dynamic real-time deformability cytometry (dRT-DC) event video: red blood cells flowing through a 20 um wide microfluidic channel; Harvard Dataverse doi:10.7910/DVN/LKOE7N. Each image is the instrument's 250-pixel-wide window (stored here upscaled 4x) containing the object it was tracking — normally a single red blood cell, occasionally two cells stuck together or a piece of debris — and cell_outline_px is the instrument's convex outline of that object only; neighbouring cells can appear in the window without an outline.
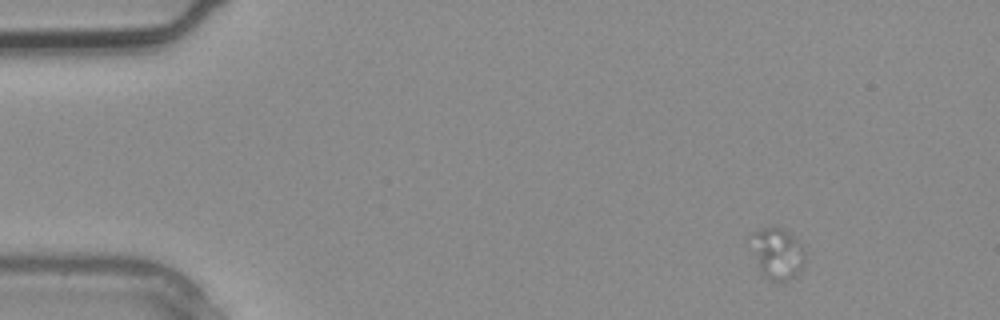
{"species": "common noctule bat (a hibernating species)", "species_latin": "Nyctalus noctula", "temperature_condition": "warm", "stored_images_in_passage": 2, "camera_frame_rate_fps": 3000, "um_per_image_px": 0.085, "animal": {"sex": "male", "body_mass_g": 20.4}, "frame": {"image": 1, "passage_image": 1, "time_ms": 0.0, "image_size_px": [1000, 320], "cell_outline_px": [[804, 264], [796, 276], [784, 284], [780, 284], [768, 280], [764, 276], [760, 268], [748, 236], [764, 228], [776, 224], [788, 232], [804, 248]], "centroid_in_image_um": [66.09, 21.57], "position_along_channel_um": 18.9, "area_um2": 16.36}}
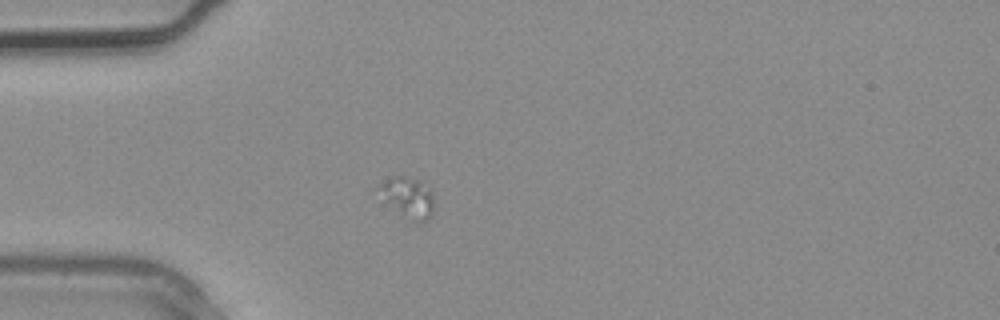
{"frame": {"image": 2, "passage_image": 2, "time_ms": 0.333, "image_size_px": [1000, 320], "cell_outline_px": [[432, 216], [428, 220], [420, 224], [416, 224], [384, 200], [376, 188], [380, 184], [392, 176], [404, 176], [420, 180], [432, 188]], "centroid_in_image_um": [34.71, 16.78], "position_along_channel_um": 50.3, "area_um2": 13.06}}